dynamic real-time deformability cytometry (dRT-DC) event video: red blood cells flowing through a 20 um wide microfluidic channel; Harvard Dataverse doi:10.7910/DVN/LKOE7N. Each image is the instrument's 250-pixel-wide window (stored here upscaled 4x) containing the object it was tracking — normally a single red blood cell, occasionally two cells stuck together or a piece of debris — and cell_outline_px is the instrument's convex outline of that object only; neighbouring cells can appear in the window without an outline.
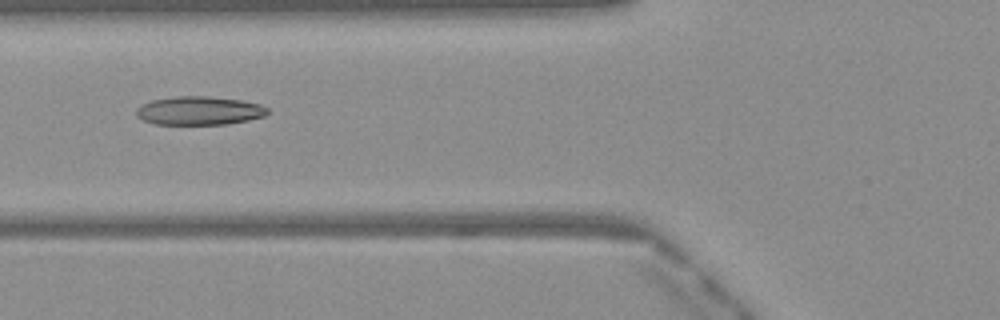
{"species": "Egyptian fruit bat (a non-hibernating species)", "species_latin": "Rousettus aegyptiacus", "temperature_condition": "warm", "stored_images_in_passage": 37, "camera_frame_rate_fps": 3000, "um_per_image_px": 0.085, "frame": {"image": 1, "passage_image": 9, "time_ms": 2.667, "image_size_px": [1000, 320], "cell_outline_px": [[268, 112], [264, 116], [248, 120], [228, 124], [156, 124], [144, 120], [136, 116], [136, 108], [140, 104], [152, 100], [176, 96], [208, 96], [240, 100], [260, 104], [268, 108]], "centroid_in_image_um": [16.91, 9.4], "position_along_channel_um": 108.9, "area_um2": 21.85}}
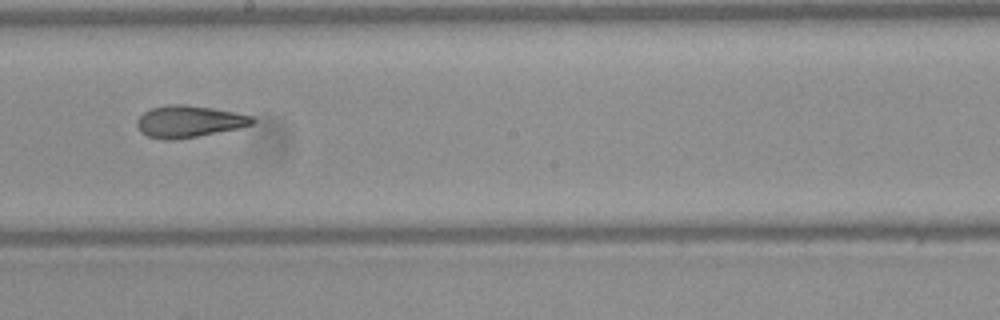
{"frame": {"image": 2, "passage_image": 18, "time_ms": 5.667, "image_size_px": [1000, 320], "cell_outline_px": [[256, 120], [252, 124], [240, 128], [196, 136], [172, 140], [160, 140], [148, 136], [140, 132], [136, 124], [136, 120], [144, 112], [152, 108], [168, 104], [184, 104], [212, 108], [236, 112], [252, 116]], "centroid_in_image_um": [16.04, 10.32], "position_along_channel_um": 232.2, "area_um2": 21.44}}
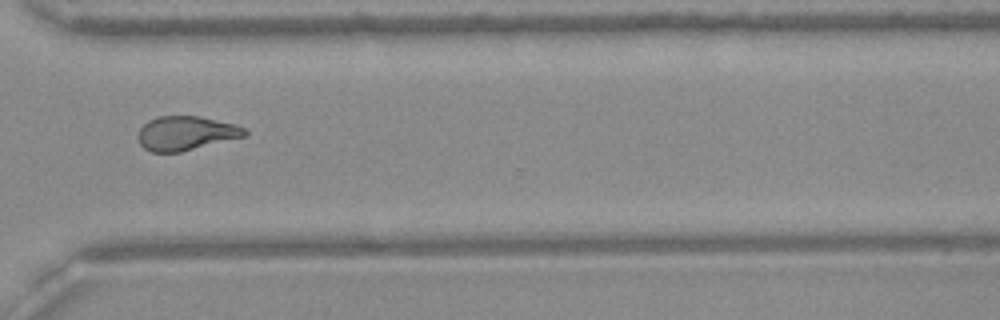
{"frame": {"image": 3, "passage_image": 27, "time_ms": 8.667, "image_size_px": [1000, 320], "cell_outline_px": [[248, 136], [180, 152], [152, 152], [144, 148], [140, 144], [136, 136], [140, 128], [148, 120], [160, 116], [200, 116], [236, 124], [244, 128], [248, 132]], "centroid_in_image_um": [15.82, 11.32], "position_along_channel_um": 354.8, "area_um2": 21.44}}